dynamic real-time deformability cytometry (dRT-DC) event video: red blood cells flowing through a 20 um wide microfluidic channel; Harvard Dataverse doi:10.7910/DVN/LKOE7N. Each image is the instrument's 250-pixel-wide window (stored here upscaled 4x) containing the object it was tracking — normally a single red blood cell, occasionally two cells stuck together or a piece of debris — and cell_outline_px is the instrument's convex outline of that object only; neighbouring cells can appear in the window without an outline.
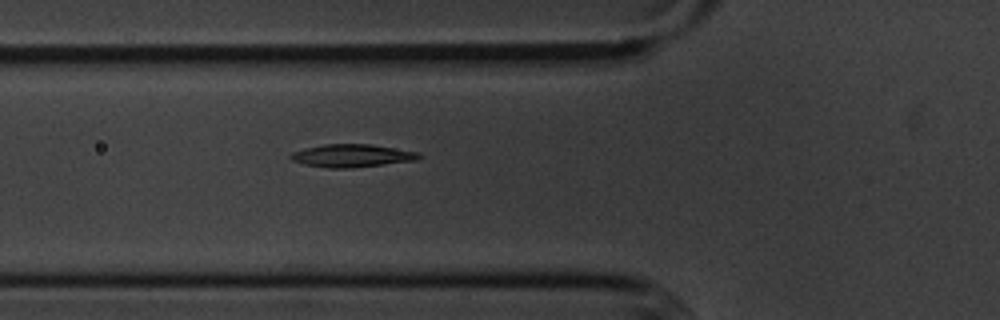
{"species": "common noctule bat (a hibernating species)", "species_latin": "Nyctalus noctula", "temperature_condition": "cold", "stored_images_in_passage": 5, "camera_frame_rate_fps": 3000, "um_per_image_px": 0.085, "animal": {"sex": "male", "body_mass_g": 20.1, "forearm_length_mm": 53.5}, "frame": {"image": 1, "passage_image": 5, "time_ms": 5.333, "image_size_px": [1000, 320], "cell_outline_px": [[424, 156], [416, 160], [352, 168], [328, 168], [304, 164], [292, 160], [288, 156], [292, 152], [304, 148], [324, 144], [372, 144], [420, 152]], "centroid_in_image_um": [29.93, 13.23], "position_along_channel_um": 95.9, "area_um2": 17.22}}